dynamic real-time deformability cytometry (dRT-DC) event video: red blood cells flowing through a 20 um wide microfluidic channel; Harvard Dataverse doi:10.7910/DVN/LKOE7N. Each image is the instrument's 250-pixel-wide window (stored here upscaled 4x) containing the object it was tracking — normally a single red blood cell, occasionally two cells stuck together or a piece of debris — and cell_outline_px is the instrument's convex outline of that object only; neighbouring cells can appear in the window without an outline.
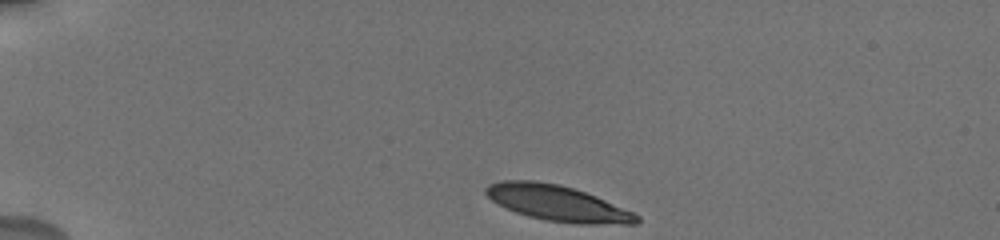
{"species": "human", "species_latin": "Homo sapiens", "temperature_condition": "cold", "stored_images_in_passage": 44, "camera_frame_rate_fps": 3000, "um_per_image_px": 0.085, "donor": {"sex": "male"}, "frame": {"image": 1, "passage_image": 1, "time_ms": 0.0, "image_size_px": [1000, 240], "cell_outline_px": [[640, 220], [636, 224], [576, 224], [548, 220], [528, 216], [516, 212], [492, 200], [484, 192], [484, 188], [488, 184], [500, 180], [536, 180], [560, 184], [596, 196], [632, 212], [640, 216]], "centroid_in_image_um": [47.37, 17.26], "position_along_channel_um": 37.6, "area_um2": 31.15}}
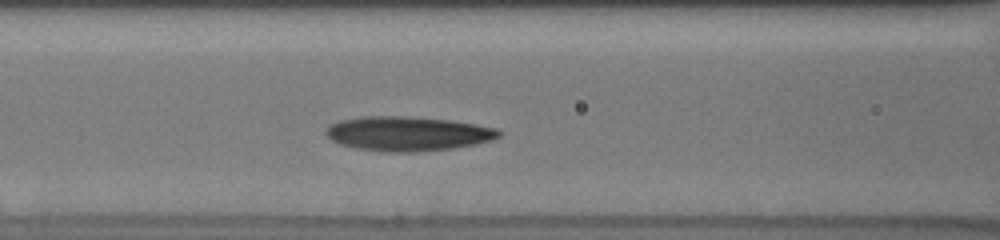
{"frame": {"image": 2, "passage_image": 14, "time_ms": 4.333, "image_size_px": [1000, 240], "cell_outline_px": [[500, 136], [492, 140], [476, 144], [452, 148], [416, 152], [384, 152], [356, 148], [340, 144], [332, 140], [324, 132], [328, 124], [340, 120], [364, 116], [408, 116], [448, 120], [476, 124], [500, 128]], "centroid_in_image_um": [34.65, 11.36], "position_along_channel_um": 131.9, "area_um2": 34.91}}
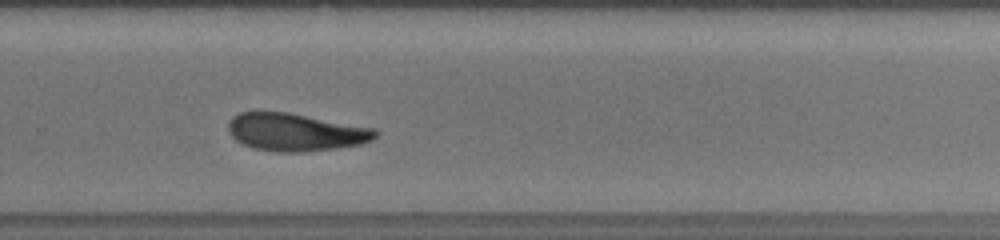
{"frame": {"image": 3, "passage_image": 28, "time_ms": 9.0, "image_size_px": [1000, 240], "cell_outline_px": [[380, 132], [372, 140], [360, 144], [336, 148], [300, 152], [276, 152], [252, 148], [236, 140], [228, 132], [228, 120], [232, 116], [240, 112], [288, 112], [376, 128]], "centroid_in_image_um": [25.12, 11.23], "position_along_channel_um": 304.7, "area_um2": 32.48}, "authors_computed_cell_mechanics": {"area_um2": 32.5703, "velocity_mm_per_s": 3.71, "shape_relaxation_time_tau1_ms": 4.2684, "shape_relaxation_time_tau2_ms": 6.3282, "deformation_change_tau1": 0.1564, "deformation_change_tau2": 0.1159}}